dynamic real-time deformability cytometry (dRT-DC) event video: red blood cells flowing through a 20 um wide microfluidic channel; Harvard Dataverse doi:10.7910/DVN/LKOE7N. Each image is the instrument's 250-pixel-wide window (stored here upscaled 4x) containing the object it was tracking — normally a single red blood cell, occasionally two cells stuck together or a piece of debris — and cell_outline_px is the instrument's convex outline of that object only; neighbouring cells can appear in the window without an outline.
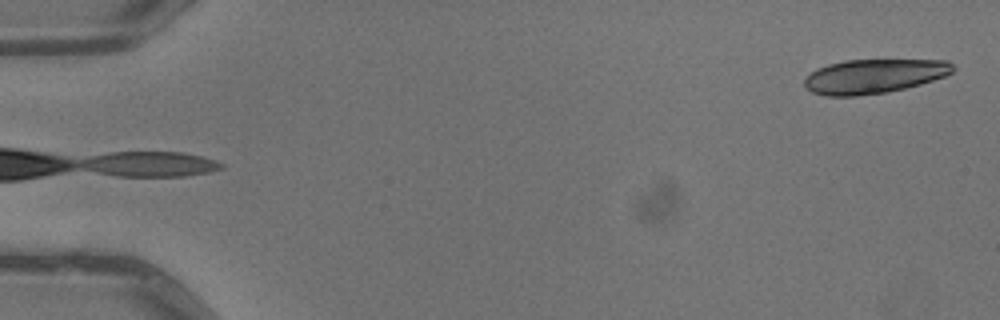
{"species": "common noctule bat (a hibernating species)", "species_latin": "Nyctalus noctula", "temperature_condition": "warm", "stored_images_in_passage": 4, "camera_frame_rate_fps": 3000, "um_per_image_px": 0.085, "animal": {"sex": "male", "body_mass_g": 13.3}, "frame": {"image": 1, "passage_image": 4, "time_ms": 1.0, "image_size_px": [1000, 320], "cell_outline_px": [[956, 68], [952, 72], [944, 76], [920, 84], [888, 92], [856, 96], [824, 96], [812, 92], [804, 88], [804, 80], [816, 68], [828, 64], [844, 60], [948, 60]], "centroid_in_image_um": [74.25, 6.48], "position_along_channel_um": 10.7, "area_um2": 29.71}}